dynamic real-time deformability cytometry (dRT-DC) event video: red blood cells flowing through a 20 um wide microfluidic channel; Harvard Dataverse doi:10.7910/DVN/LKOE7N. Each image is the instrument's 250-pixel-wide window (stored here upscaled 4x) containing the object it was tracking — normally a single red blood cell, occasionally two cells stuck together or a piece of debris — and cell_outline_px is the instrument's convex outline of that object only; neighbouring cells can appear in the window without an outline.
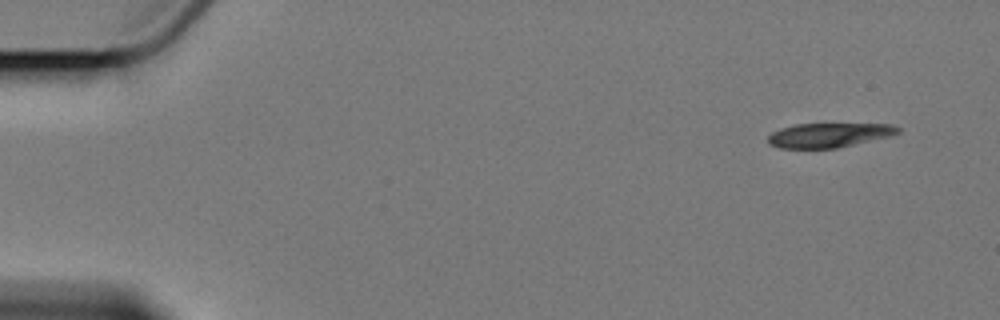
{"species": "Egyptian fruit bat (a non-hibernating species)", "species_latin": "Rousettus aegyptiacus", "temperature_condition": "cold", "stored_images_in_passage": 5, "camera_frame_rate_fps": 3000, "um_per_image_px": 0.085, "animal": {"sex": "female"}, "frame": {"image": 1, "passage_image": 1, "time_ms": 0.0, "image_size_px": [1000, 320], "cell_outline_px": [[900, 132], [888, 136], [836, 148], [780, 148], [768, 144], [768, 136], [772, 132], [780, 128], [796, 124], [892, 124], [900, 128]], "centroid_in_image_um": [70.41, 11.48], "position_along_channel_um": 14.6, "area_um2": 18.26}}